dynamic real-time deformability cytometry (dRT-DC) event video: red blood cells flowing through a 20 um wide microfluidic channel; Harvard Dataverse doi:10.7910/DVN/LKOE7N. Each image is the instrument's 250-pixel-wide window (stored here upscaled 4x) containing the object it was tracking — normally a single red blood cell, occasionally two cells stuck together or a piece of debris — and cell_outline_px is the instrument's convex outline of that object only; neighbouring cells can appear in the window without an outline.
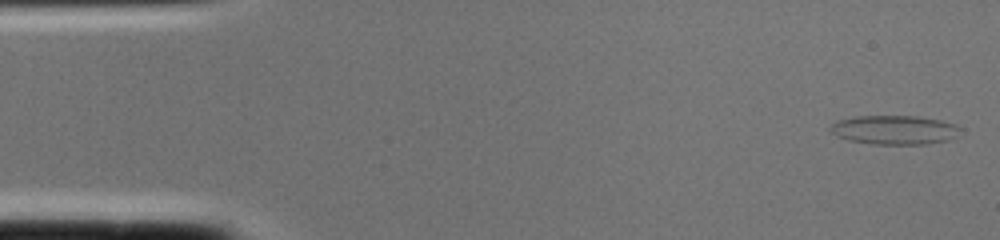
{"species": "common noctule bat (a hibernating species)", "species_latin": "Nyctalus noctula", "temperature_condition": "cold", "stored_images_in_passage": 2, "segment_of_instrument_passage": [2, 2], "camera_frame_rate_fps": 3000, "um_per_image_px": 0.085, "animal": {"sex": "female", "body_mass_g": 22.0, "forearm_length_mm": 56.7}, "frame": {"image": 1, "passage_image": 2, "time_ms": 0.333, "image_size_px": [1000, 240], "cell_outline_px": [[964, 128], [956, 136], [948, 140], [924, 144], [872, 144], [848, 140], [836, 136], [828, 128], [836, 120], [856, 116], [916, 116], [940, 120], [956, 124]], "centroid_in_image_um": [76.03, 11.04], "position_along_channel_um": 9.0, "area_um2": 22.2}}